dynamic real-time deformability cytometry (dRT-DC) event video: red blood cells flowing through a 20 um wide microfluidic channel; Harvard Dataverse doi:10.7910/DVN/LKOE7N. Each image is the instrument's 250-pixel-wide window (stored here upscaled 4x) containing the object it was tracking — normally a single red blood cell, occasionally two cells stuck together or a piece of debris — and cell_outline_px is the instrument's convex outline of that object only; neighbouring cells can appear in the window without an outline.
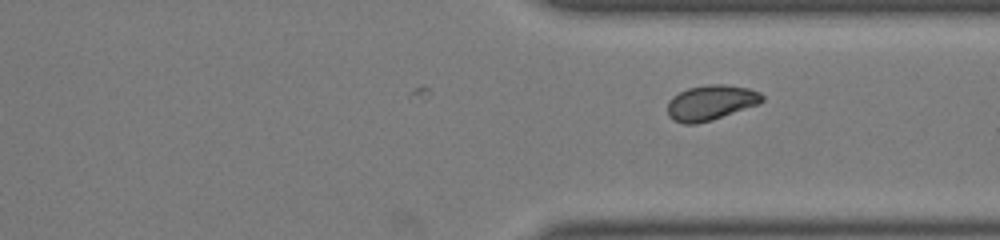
{"species": "common noctule bat (a hibernating species)", "species_latin": "Nyctalus noctula", "temperature_condition": "room temperature", "stored_images_in_passage": 27, "camera_frame_rate_fps": 3000, "um_per_image_px": 0.085, "animal": {"sex": "male", "body_mass_g": 19.0, "forearm_length_mm": 50.8}, "frame": {"image": 1, "passage_image": 27, "time_ms": 8.667, "image_size_px": [1000, 240], "cell_outline_px": [[764, 100], [760, 104], [712, 120], [696, 124], [684, 124], [672, 120], [668, 116], [668, 100], [672, 96], [688, 88], [708, 84], [724, 84], [748, 88], [760, 92], [764, 96]], "centroid_in_image_um": [60.43, 8.73], "position_along_channel_um": 351.0, "area_um2": 19.59}}